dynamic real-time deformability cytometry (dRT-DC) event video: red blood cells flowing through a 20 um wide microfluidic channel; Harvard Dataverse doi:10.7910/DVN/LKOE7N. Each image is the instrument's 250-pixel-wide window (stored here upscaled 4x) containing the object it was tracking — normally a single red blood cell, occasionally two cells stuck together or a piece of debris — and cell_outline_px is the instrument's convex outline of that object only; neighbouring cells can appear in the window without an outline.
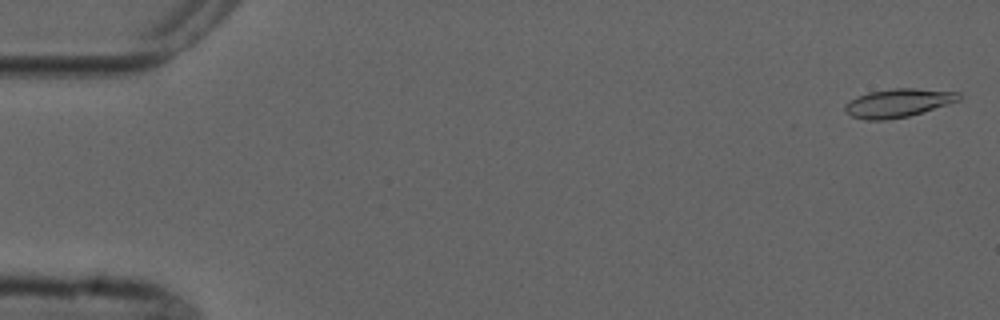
{"species": "common noctule bat (a hibernating species)", "species_latin": "Nyctalus noctula", "temperature_condition": "cold", "stored_images_in_passage": 4, "camera_frame_rate_fps": 3000, "um_per_image_px": 0.085, "animal": {"sex": "male", "forearm_length_mm": 52.5}, "frame": {"image": 1, "passage_image": 1, "time_ms": 0.0, "image_size_px": [1000, 320], "cell_outline_px": [[960, 100], [948, 104], [908, 116], [888, 120], [864, 120], [852, 116], [844, 112], [844, 104], [856, 96], [868, 92], [896, 88], [916, 88], [960, 92]], "centroid_in_image_um": [76.3, 8.75], "position_along_channel_um": 8.7, "area_um2": 18.96}}
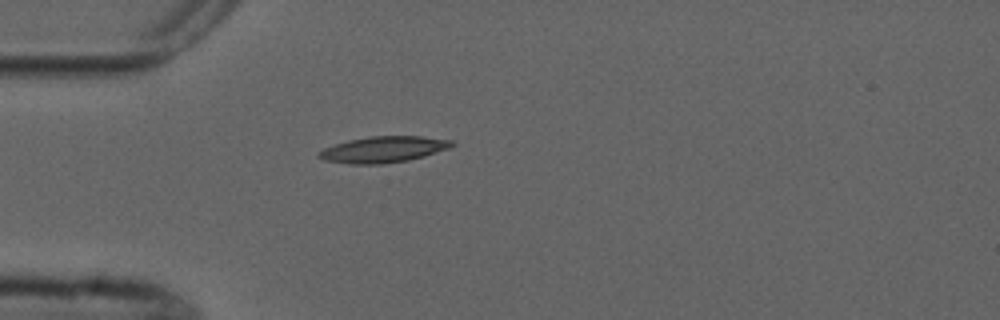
{"frame": {"image": 2, "passage_image": 4, "time_ms": 4.667, "image_size_px": [1000, 320], "cell_outline_px": [[456, 144], [448, 148], [424, 156], [408, 160], [380, 164], [348, 164], [324, 160], [316, 156], [316, 152], [324, 148], [336, 144], [352, 140], [372, 136], [420, 136], [452, 140]], "centroid_in_image_um": [32.57, 12.71], "position_along_channel_um": 52.4, "area_um2": 20.11}}